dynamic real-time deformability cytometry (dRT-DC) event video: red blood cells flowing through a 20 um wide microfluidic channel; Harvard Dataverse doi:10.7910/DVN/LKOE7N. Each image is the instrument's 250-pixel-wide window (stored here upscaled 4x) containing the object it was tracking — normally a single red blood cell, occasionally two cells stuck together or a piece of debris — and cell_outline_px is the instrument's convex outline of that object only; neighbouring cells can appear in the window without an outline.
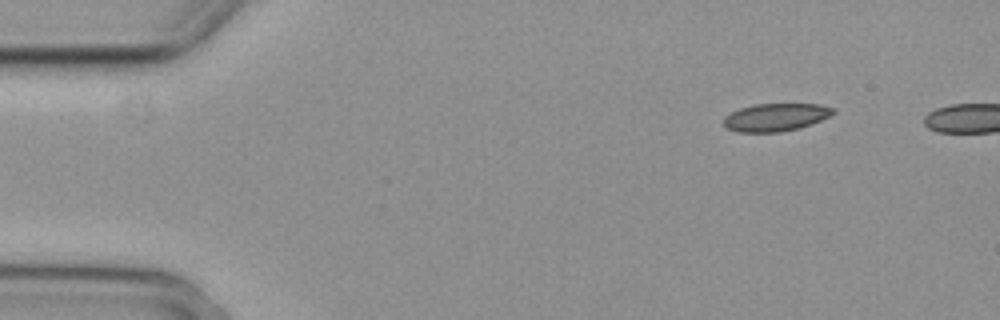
{"species": "common noctule bat (a hibernating species)", "species_latin": "Nyctalus noctula", "temperature_condition": "cold", "stored_images_in_passage": 4, "camera_frame_rate_fps": 3000, "um_per_image_px": 0.085, "animal": {"sex": "female", "body_mass_g": 29.2, "forearm_length_mm": 56.3}, "frame": {"image": 1, "passage_image": 1, "time_ms": 0.0, "image_size_px": [1000, 320], "cell_outline_px": [[836, 112], [820, 120], [800, 128], [780, 132], [736, 132], [728, 128], [724, 124], [724, 116], [740, 108], [756, 104], [820, 104], [836, 108]], "centroid_in_image_um": [65.95, 9.96], "position_along_channel_um": 19.1, "area_um2": 17.69}}
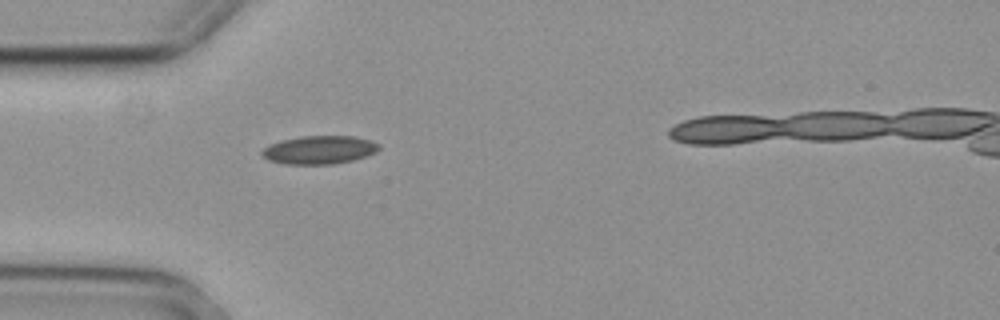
{"frame": {"image": 2, "passage_image": 4, "time_ms": 1.0, "image_size_px": [1000, 320], "cell_outline_px": [[380, 148], [376, 152], [352, 160], [332, 164], [284, 164], [268, 160], [260, 156], [260, 152], [268, 144], [280, 140], [300, 136], [356, 136], [372, 140], [380, 144]], "centroid_in_image_um": [27.11, 12.73], "position_along_channel_um": 57.9, "area_um2": 19.54}}